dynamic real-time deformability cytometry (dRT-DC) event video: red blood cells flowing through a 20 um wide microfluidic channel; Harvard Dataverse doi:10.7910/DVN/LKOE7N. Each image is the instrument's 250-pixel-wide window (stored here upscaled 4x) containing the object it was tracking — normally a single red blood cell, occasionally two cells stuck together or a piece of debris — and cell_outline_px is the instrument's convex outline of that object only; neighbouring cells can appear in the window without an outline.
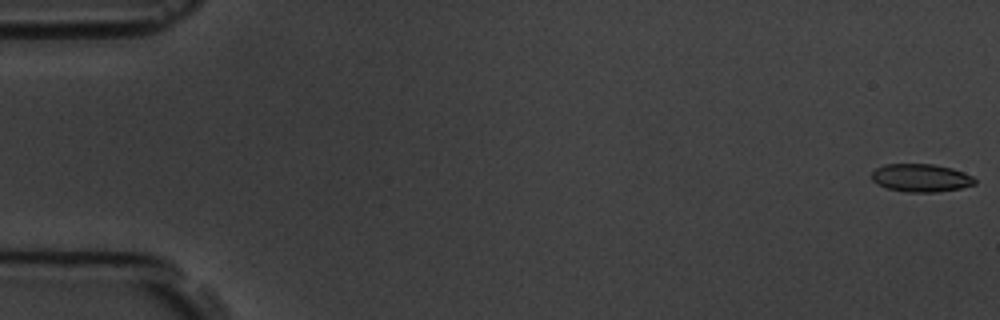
{"species": "common noctule bat (a hibernating species)", "species_latin": "Nyctalus noctula", "temperature_condition": "room temperature", "stored_images_in_passage": 6, "segment_of_instrument_passage": [1, 2], "camera_frame_rate_fps": 3000, "um_per_image_px": 0.085, "animal": {"sex": "male", "body_mass_g": 19.5, "forearm_length_mm": 54.6}, "frame": {"image": 1, "passage_image": 1, "time_ms": 0.0, "image_size_px": [1000, 320], "cell_outline_px": [[976, 184], [960, 188], [936, 192], [908, 192], [888, 188], [876, 184], [872, 180], [872, 172], [876, 168], [884, 164], [932, 164], [952, 168], [964, 172], [972, 176], [976, 180]], "centroid_in_image_um": [78.28, 15.11], "position_along_channel_um": 6.7, "area_um2": 16.82}}